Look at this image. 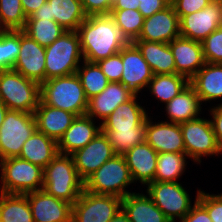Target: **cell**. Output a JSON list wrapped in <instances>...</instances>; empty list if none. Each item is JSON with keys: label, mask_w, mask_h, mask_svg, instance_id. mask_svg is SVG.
Returning <instances> with one entry per match:
<instances>
[{"label": "cell", "mask_w": 222, "mask_h": 222, "mask_svg": "<svg viewBox=\"0 0 222 222\" xmlns=\"http://www.w3.org/2000/svg\"><path fill=\"white\" fill-rule=\"evenodd\" d=\"M123 74L120 80L132 95L137 96L152 80L153 73L138 47L130 42L121 50Z\"/></svg>", "instance_id": "5bb4252c"}, {"label": "cell", "mask_w": 222, "mask_h": 222, "mask_svg": "<svg viewBox=\"0 0 222 222\" xmlns=\"http://www.w3.org/2000/svg\"><path fill=\"white\" fill-rule=\"evenodd\" d=\"M40 100L49 106L75 114L85 115L88 99L76 73L50 78L40 85Z\"/></svg>", "instance_id": "3957f363"}, {"label": "cell", "mask_w": 222, "mask_h": 222, "mask_svg": "<svg viewBox=\"0 0 222 222\" xmlns=\"http://www.w3.org/2000/svg\"><path fill=\"white\" fill-rule=\"evenodd\" d=\"M86 18L80 0H47L27 19L53 20L66 31H77Z\"/></svg>", "instance_id": "4fadbf2b"}, {"label": "cell", "mask_w": 222, "mask_h": 222, "mask_svg": "<svg viewBox=\"0 0 222 222\" xmlns=\"http://www.w3.org/2000/svg\"><path fill=\"white\" fill-rule=\"evenodd\" d=\"M1 187L5 194H25L43 189L44 169L19 157L0 160Z\"/></svg>", "instance_id": "52a82bcc"}, {"label": "cell", "mask_w": 222, "mask_h": 222, "mask_svg": "<svg viewBox=\"0 0 222 222\" xmlns=\"http://www.w3.org/2000/svg\"><path fill=\"white\" fill-rule=\"evenodd\" d=\"M138 11L144 18L154 15L156 12L162 11L171 4V0H141L139 1Z\"/></svg>", "instance_id": "f6af8a7d"}, {"label": "cell", "mask_w": 222, "mask_h": 222, "mask_svg": "<svg viewBox=\"0 0 222 222\" xmlns=\"http://www.w3.org/2000/svg\"><path fill=\"white\" fill-rule=\"evenodd\" d=\"M201 103L222 98V63H205L189 80Z\"/></svg>", "instance_id": "484cf974"}, {"label": "cell", "mask_w": 222, "mask_h": 222, "mask_svg": "<svg viewBox=\"0 0 222 222\" xmlns=\"http://www.w3.org/2000/svg\"><path fill=\"white\" fill-rule=\"evenodd\" d=\"M87 16L108 15L114 0H80Z\"/></svg>", "instance_id": "ee69618b"}, {"label": "cell", "mask_w": 222, "mask_h": 222, "mask_svg": "<svg viewBox=\"0 0 222 222\" xmlns=\"http://www.w3.org/2000/svg\"><path fill=\"white\" fill-rule=\"evenodd\" d=\"M102 72L110 82H120L123 74L121 51L97 62Z\"/></svg>", "instance_id": "b9f144b4"}, {"label": "cell", "mask_w": 222, "mask_h": 222, "mask_svg": "<svg viewBox=\"0 0 222 222\" xmlns=\"http://www.w3.org/2000/svg\"><path fill=\"white\" fill-rule=\"evenodd\" d=\"M169 47L175 60L176 74L190 80L204 66L201 42L178 36L169 43Z\"/></svg>", "instance_id": "ffe728a7"}, {"label": "cell", "mask_w": 222, "mask_h": 222, "mask_svg": "<svg viewBox=\"0 0 222 222\" xmlns=\"http://www.w3.org/2000/svg\"><path fill=\"white\" fill-rule=\"evenodd\" d=\"M147 195L171 221L184 218L191 210L190 195L178 182H158L147 184Z\"/></svg>", "instance_id": "9c48e42d"}, {"label": "cell", "mask_w": 222, "mask_h": 222, "mask_svg": "<svg viewBox=\"0 0 222 222\" xmlns=\"http://www.w3.org/2000/svg\"><path fill=\"white\" fill-rule=\"evenodd\" d=\"M0 222H34L25 194L0 192Z\"/></svg>", "instance_id": "4dcf8cb0"}, {"label": "cell", "mask_w": 222, "mask_h": 222, "mask_svg": "<svg viewBox=\"0 0 222 222\" xmlns=\"http://www.w3.org/2000/svg\"><path fill=\"white\" fill-rule=\"evenodd\" d=\"M137 0H114L111 10L133 9L138 10Z\"/></svg>", "instance_id": "681fc988"}, {"label": "cell", "mask_w": 222, "mask_h": 222, "mask_svg": "<svg viewBox=\"0 0 222 222\" xmlns=\"http://www.w3.org/2000/svg\"><path fill=\"white\" fill-rule=\"evenodd\" d=\"M34 116L37 130L57 142L77 117L71 112L46 105L41 100Z\"/></svg>", "instance_id": "603a6c76"}, {"label": "cell", "mask_w": 222, "mask_h": 222, "mask_svg": "<svg viewBox=\"0 0 222 222\" xmlns=\"http://www.w3.org/2000/svg\"><path fill=\"white\" fill-rule=\"evenodd\" d=\"M200 190H197L195 203L191 207L190 212L179 222H212L207 210L197 201V196Z\"/></svg>", "instance_id": "bcb514c9"}, {"label": "cell", "mask_w": 222, "mask_h": 222, "mask_svg": "<svg viewBox=\"0 0 222 222\" xmlns=\"http://www.w3.org/2000/svg\"><path fill=\"white\" fill-rule=\"evenodd\" d=\"M122 210L131 222H171L148 195L132 192L122 198Z\"/></svg>", "instance_id": "83f0119b"}, {"label": "cell", "mask_w": 222, "mask_h": 222, "mask_svg": "<svg viewBox=\"0 0 222 222\" xmlns=\"http://www.w3.org/2000/svg\"><path fill=\"white\" fill-rule=\"evenodd\" d=\"M20 51V30L0 31V71L13 69Z\"/></svg>", "instance_id": "74e56055"}, {"label": "cell", "mask_w": 222, "mask_h": 222, "mask_svg": "<svg viewBox=\"0 0 222 222\" xmlns=\"http://www.w3.org/2000/svg\"><path fill=\"white\" fill-rule=\"evenodd\" d=\"M122 209V198L83 190L72 205L74 222H109Z\"/></svg>", "instance_id": "8fae6325"}, {"label": "cell", "mask_w": 222, "mask_h": 222, "mask_svg": "<svg viewBox=\"0 0 222 222\" xmlns=\"http://www.w3.org/2000/svg\"><path fill=\"white\" fill-rule=\"evenodd\" d=\"M185 146V154L194 162L201 163L202 156L218 155L222 153L210 120L196 118L180 123Z\"/></svg>", "instance_id": "30bf717a"}, {"label": "cell", "mask_w": 222, "mask_h": 222, "mask_svg": "<svg viewBox=\"0 0 222 222\" xmlns=\"http://www.w3.org/2000/svg\"><path fill=\"white\" fill-rule=\"evenodd\" d=\"M201 44L205 63H222V25Z\"/></svg>", "instance_id": "ab89813d"}, {"label": "cell", "mask_w": 222, "mask_h": 222, "mask_svg": "<svg viewBox=\"0 0 222 222\" xmlns=\"http://www.w3.org/2000/svg\"><path fill=\"white\" fill-rule=\"evenodd\" d=\"M115 154L124 155L130 148L145 141V120L134 130L102 131Z\"/></svg>", "instance_id": "d590c367"}, {"label": "cell", "mask_w": 222, "mask_h": 222, "mask_svg": "<svg viewBox=\"0 0 222 222\" xmlns=\"http://www.w3.org/2000/svg\"><path fill=\"white\" fill-rule=\"evenodd\" d=\"M211 1L212 0H171V5L180 20L185 15L200 11Z\"/></svg>", "instance_id": "7bdbcfd3"}, {"label": "cell", "mask_w": 222, "mask_h": 222, "mask_svg": "<svg viewBox=\"0 0 222 222\" xmlns=\"http://www.w3.org/2000/svg\"><path fill=\"white\" fill-rule=\"evenodd\" d=\"M34 222H68L72 204L48 194L43 189L25 193Z\"/></svg>", "instance_id": "e0dca14e"}, {"label": "cell", "mask_w": 222, "mask_h": 222, "mask_svg": "<svg viewBox=\"0 0 222 222\" xmlns=\"http://www.w3.org/2000/svg\"><path fill=\"white\" fill-rule=\"evenodd\" d=\"M24 77L40 85L46 81L45 47L20 30V51L13 67Z\"/></svg>", "instance_id": "9a60e30c"}, {"label": "cell", "mask_w": 222, "mask_h": 222, "mask_svg": "<svg viewBox=\"0 0 222 222\" xmlns=\"http://www.w3.org/2000/svg\"><path fill=\"white\" fill-rule=\"evenodd\" d=\"M165 105L167 118L179 124L198 118L202 109V103L190 84Z\"/></svg>", "instance_id": "f546056e"}, {"label": "cell", "mask_w": 222, "mask_h": 222, "mask_svg": "<svg viewBox=\"0 0 222 222\" xmlns=\"http://www.w3.org/2000/svg\"><path fill=\"white\" fill-rule=\"evenodd\" d=\"M40 96L39 83L13 69L0 71V99L8 110L34 114Z\"/></svg>", "instance_id": "5b68a950"}, {"label": "cell", "mask_w": 222, "mask_h": 222, "mask_svg": "<svg viewBox=\"0 0 222 222\" xmlns=\"http://www.w3.org/2000/svg\"><path fill=\"white\" fill-rule=\"evenodd\" d=\"M133 182L144 186L154 182L158 153L146 141L130 148L124 155Z\"/></svg>", "instance_id": "44dd1931"}, {"label": "cell", "mask_w": 222, "mask_h": 222, "mask_svg": "<svg viewBox=\"0 0 222 222\" xmlns=\"http://www.w3.org/2000/svg\"><path fill=\"white\" fill-rule=\"evenodd\" d=\"M82 58L78 33L65 31L45 47L46 80L76 73Z\"/></svg>", "instance_id": "8992f818"}, {"label": "cell", "mask_w": 222, "mask_h": 222, "mask_svg": "<svg viewBox=\"0 0 222 222\" xmlns=\"http://www.w3.org/2000/svg\"><path fill=\"white\" fill-rule=\"evenodd\" d=\"M180 36L202 42L222 25V4L212 0L200 11L183 16L179 20Z\"/></svg>", "instance_id": "7c38bea8"}, {"label": "cell", "mask_w": 222, "mask_h": 222, "mask_svg": "<svg viewBox=\"0 0 222 222\" xmlns=\"http://www.w3.org/2000/svg\"><path fill=\"white\" fill-rule=\"evenodd\" d=\"M145 141L157 153H185L184 140L179 123L161 121L156 124L145 119Z\"/></svg>", "instance_id": "d6986e66"}, {"label": "cell", "mask_w": 222, "mask_h": 222, "mask_svg": "<svg viewBox=\"0 0 222 222\" xmlns=\"http://www.w3.org/2000/svg\"><path fill=\"white\" fill-rule=\"evenodd\" d=\"M22 31L39 45L46 47L51 45L66 30L53 20L27 19Z\"/></svg>", "instance_id": "e575fe53"}, {"label": "cell", "mask_w": 222, "mask_h": 222, "mask_svg": "<svg viewBox=\"0 0 222 222\" xmlns=\"http://www.w3.org/2000/svg\"><path fill=\"white\" fill-rule=\"evenodd\" d=\"M43 190L72 205L84 190L72 155L60 154L44 168Z\"/></svg>", "instance_id": "7a4b0ae2"}, {"label": "cell", "mask_w": 222, "mask_h": 222, "mask_svg": "<svg viewBox=\"0 0 222 222\" xmlns=\"http://www.w3.org/2000/svg\"><path fill=\"white\" fill-rule=\"evenodd\" d=\"M189 85V80L180 74L153 75L148 87L156 99L164 104L171 101Z\"/></svg>", "instance_id": "1f68e13d"}, {"label": "cell", "mask_w": 222, "mask_h": 222, "mask_svg": "<svg viewBox=\"0 0 222 222\" xmlns=\"http://www.w3.org/2000/svg\"><path fill=\"white\" fill-rule=\"evenodd\" d=\"M116 155L107 137L101 131L85 147L72 154L79 177L85 181L106 161Z\"/></svg>", "instance_id": "2e32d148"}, {"label": "cell", "mask_w": 222, "mask_h": 222, "mask_svg": "<svg viewBox=\"0 0 222 222\" xmlns=\"http://www.w3.org/2000/svg\"><path fill=\"white\" fill-rule=\"evenodd\" d=\"M58 153L57 141L36 129L23 144L18 157L44 169Z\"/></svg>", "instance_id": "4316f807"}, {"label": "cell", "mask_w": 222, "mask_h": 222, "mask_svg": "<svg viewBox=\"0 0 222 222\" xmlns=\"http://www.w3.org/2000/svg\"><path fill=\"white\" fill-rule=\"evenodd\" d=\"M7 111H8V108L6 107L4 102L0 99V128L2 126L4 119H5Z\"/></svg>", "instance_id": "816d5d0a"}, {"label": "cell", "mask_w": 222, "mask_h": 222, "mask_svg": "<svg viewBox=\"0 0 222 222\" xmlns=\"http://www.w3.org/2000/svg\"><path fill=\"white\" fill-rule=\"evenodd\" d=\"M197 201L207 210L212 222H222V193L214 195L199 191Z\"/></svg>", "instance_id": "60d3db41"}, {"label": "cell", "mask_w": 222, "mask_h": 222, "mask_svg": "<svg viewBox=\"0 0 222 222\" xmlns=\"http://www.w3.org/2000/svg\"><path fill=\"white\" fill-rule=\"evenodd\" d=\"M47 0H21L22 7L26 17H30L37 11Z\"/></svg>", "instance_id": "c3c4849f"}, {"label": "cell", "mask_w": 222, "mask_h": 222, "mask_svg": "<svg viewBox=\"0 0 222 222\" xmlns=\"http://www.w3.org/2000/svg\"><path fill=\"white\" fill-rule=\"evenodd\" d=\"M134 183L123 155H114L84 181V190L93 194L115 195L124 198Z\"/></svg>", "instance_id": "277c9868"}, {"label": "cell", "mask_w": 222, "mask_h": 222, "mask_svg": "<svg viewBox=\"0 0 222 222\" xmlns=\"http://www.w3.org/2000/svg\"><path fill=\"white\" fill-rule=\"evenodd\" d=\"M180 36L179 17L170 4L162 11L144 19L138 39L160 43H170Z\"/></svg>", "instance_id": "ac0fdd59"}, {"label": "cell", "mask_w": 222, "mask_h": 222, "mask_svg": "<svg viewBox=\"0 0 222 222\" xmlns=\"http://www.w3.org/2000/svg\"><path fill=\"white\" fill-rule=\"evenodd\" d=\"M109 222H131L121 209Z\"/></svg>", "instance_id": "f907efd6"}, {"label": "cell", "mask_w": 222, "mask_h": 222, "mask_svg": "<svg viewBox=\"0 0 222 222\" xmlns=\"http://www.w3.org/2000/svg\"><path fill=\"white\" fill-rule=\"evenodd\" d=\"M83 63L82 67H78L76 74L80 79L85 96L89 100L103 92L110 81L106 78L97 63L85 60H83Z\"/></svg>", "instance_id": "836d02e7"}, {"label": "cell", "mask_w": 222, "mask_h": 222, "mask_svg": "<svg viewBox=\"0 0 222 222\" xmlns=\"http://www.w3.org/2000/svg\"><path fill=\"white\" fill-rule=\"evenodd\" d=\"M93 122H95L93 118L87 114L77 116L57 142L58 152L72 155L77 150L85 147L102 131L101 124L95 126Z\"/></svg>", "instance_id": "7402d4cb"}, {"label": "cell", "mask_w": 222, "mask_h": 222, "mask_svg": "<svg viewBox=\"0 0 222 222\" xmlns=\"http://www.w3.org/2000/svg\"><path fill=\"white\" fill-rule=\"evenodd\" d=\"M212 120H210L216 141L222 149V104L210 109Z\"/></svg>", "instance_id": "7dc6e473"}, {"label": "cell", "mask_w": 222, "mask_h": 222, "mask_svg": "<svg viewBox=\"0 0 222 222\" xmlns=\"http://www.w3.org/2000/svg\"><path fill=\"white\" fill-rule=\"evenodd\" d=\"M186 157L185 153H158L154 181L177 182L186 169Z\"/></svg>", "instance_id": "d6a6232c"}, {"label": "cell", "mask_w": 222, "mask_h": 222, "mask_svg": "<svg viewBox=\"0 0 222 222\" xmlns=\"http://www.w3.org/2000/svg\"><path fill=\"white\" fill-rule=\"evenodd\" d=\"M149 64L153 75L176 74L175 60L169 43L135 40L133 42Z\"/></svg>", "instance_id": "f1b7e54d"}, {"label": "cell", "mask_w": 222, "mask_h": 222, "mask_svg": "<svg viewBox=\"0 0 222 222\" xmlns=\"http://www.w3.org/2000/svg\"><path fill=\"white\" fill-rule=\"evenodd\" d=\"M109 15L129 42L138 39L145 19L138 10H111Z\"/></svg>", "instance_id": "8d00e7d4"}, {"label": "cell", "mask_w": 222, "mask_h": 222, "mask_svg": "<svg viewBox=\"0 0 222 222\" xmlns=\"http://www.w3.org/2000/svg\"><path fill=\"white\" fill-rule=\"evenodd\" d=\"M134 95L120 82H110L105 90L88 100L87 115L105 120L122 103Z\"/></svg>", "instance_id": "cb8c5ba5"}, {"label": "cell", "mask_w": 222, "mask_h": 222, "mask_svg": "<svg viewBox=\"0 0 222 222\" xmlns=\"http://www.w3.org/2000/svg\"><path fill=\"white\" fill-rule=\"evenodd\" d=\"M36 129L33 113L8 110L0 128V160L18 157Z\"/></svg>", "instance_id": "ba28073f"}, {"label": "cell", "mask_w": 222, "mask_h": 222, "mask_svg": "<svg viewBox=\"0 0 222 222\" xmlns=\"http://www.w3.org/2000/svg\"><path fill=\"white\" fill-rule=\"evenodd\" d=\"M138 96L117 107L104 121L101 122L102 131L134 130L146 118V110L136 101Z\"/></svg>", "instance_id": "d4e9b609"}, {"label": "cell", "mask_w": 222, "mask_h": 222, "mask_svg": "<svg viewBox=\"0 0 222 222\" xmlns=\"http://www.w3.org/2000/svg\"><path fill=\"white\" fill-rule=\"evenodd\" d=\"M26 21L21 0H0L1 30H22Z\"/></svg>", "instance_id": "f35d334b"}, {"label": "cell", "mask_w": 222, "mask_h": 222, "mask_svg": "<svg viewBox=\"0 0 222 222\" xmlns=\"http://www.w3.org/2000/svg\"><path fill=\"white\" fill-rule=\"evenodd\" d=\"M76 32L83 60L91 63L119 53L130 43L109 14L87 16Z\"/></svg>", "instance_id": "6da1fadb"}]
</instances>
